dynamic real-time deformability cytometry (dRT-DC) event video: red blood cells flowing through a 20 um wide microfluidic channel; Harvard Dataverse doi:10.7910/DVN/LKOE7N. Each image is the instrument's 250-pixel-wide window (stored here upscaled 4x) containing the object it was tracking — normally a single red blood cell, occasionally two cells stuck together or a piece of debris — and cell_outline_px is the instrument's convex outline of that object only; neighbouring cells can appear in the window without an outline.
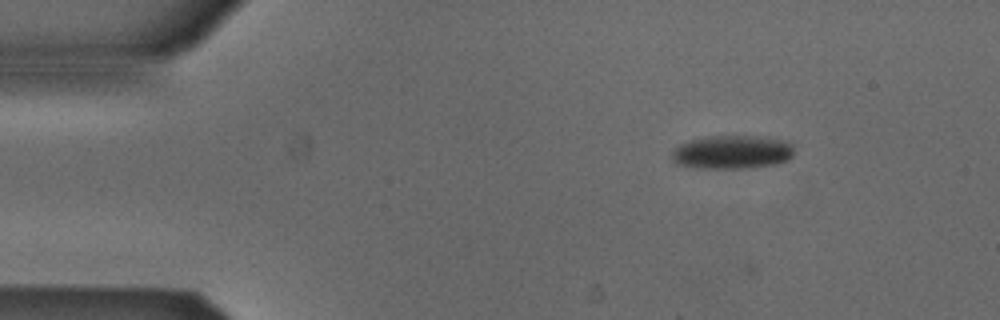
{"species": "Egyptian fruit bat (a non-hibernating species)", "species_latin": "Rousettus aegyptiacus", "temperature_condition": "cold", "stored_images_in_passage": 40, "camera_frame_rate_fps": 3000, "um_per_image_px": 0.085, "animal": {"sex": "male"}, "frame": {"image": 1, "passage_image": 3, "time_ms": 0.667, "image_size_px": [1000, 320], "cell_outline_px": [[792, 156], [788, 160], [776, 164], [752, 168], [692, 168], [676, 164], [672, 160], [672, 152], [680, 144], [692, 140], [708, 136], [748, 136], [776, 140], [792, 144]], "centroid_in_image_um": [62.17, 12.96], "position_along_channel_um": 22.8, "area_um2": 23.64}}
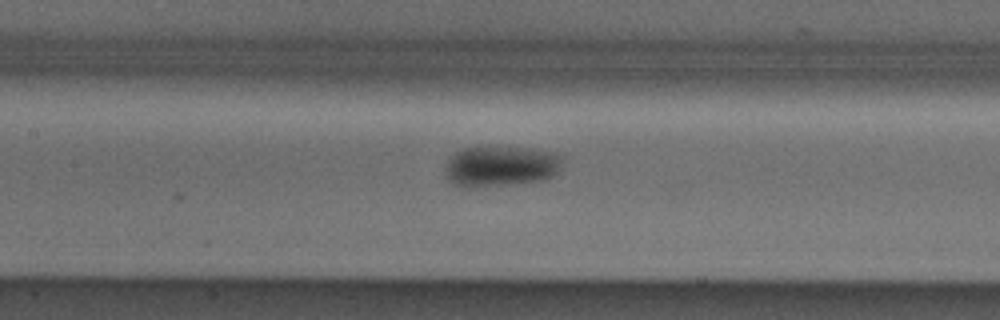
{"frame": {"image": 2, "passage_image": 20, "time_ms": 6.333, "image_size_px": [1000, 320], "cell_outline_px": [[560, 160], [556, 172], [552, 176], [544, 180], [508, 184], [456, 184], [448, 180], [444, 172], [448, 160], [456, 152], [464, 148], [528, 148], [556, 152], [560, 156]], "centroid_in_image_um": [42.58, 14.09], "position_along_channel_um": 164.8, "area_um2": 26.47}}
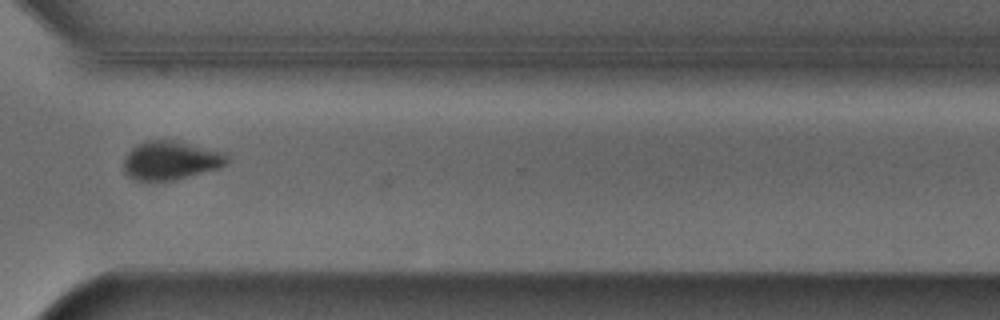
{"frame": {"image": 3, "passage_image": 35, "time_ms": 11.333, "image_size_px": [1000, 320], "cell_outline_px": [[228, 164], [220, 168], [172, 180], [136, 180], [128, 176], [124, 172], [124, 156], [136, 144], [144, 140], [176, 140], [224, 152], [228, 156]], "centroid_in_image_um": [14.51, 13.62], "position_along_channel_um": 356.1, "area_um2": 23.41}, "authors_computed_cell_mechanics": {"area_um2": 24.6517, "velocity_mm_per_s": 3.83, "shape_relaxation_time_tau1_ms": 4.7694, "shape_relaxation_time_tau2_ms": null, "deformation_change_tau1": 0.1004, "deformation_change_tau2": null}}